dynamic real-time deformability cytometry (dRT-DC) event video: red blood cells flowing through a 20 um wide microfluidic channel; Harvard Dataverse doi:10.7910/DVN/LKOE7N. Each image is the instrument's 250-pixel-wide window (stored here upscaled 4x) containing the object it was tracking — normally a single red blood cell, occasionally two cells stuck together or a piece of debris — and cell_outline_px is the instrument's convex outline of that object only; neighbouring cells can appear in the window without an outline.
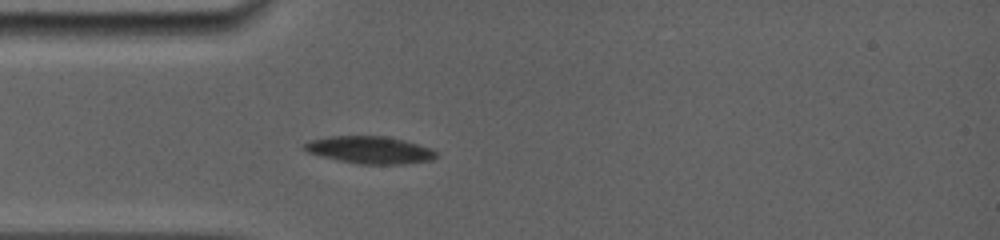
{"species": "common noctule bat (a hibernating species)", "species_latin": "Nyctalus noctula", "temperature_condition": "room temperature", "stored_images_in_passage": 38, "camera_frame_rate_fps": 5000, "um_per_image_px": 0.085, "animal": {"sex": "female", "body_mass_g": 19.0, "forearm_length_mm": 56.7}, "frame": {"image": 1, "passage_image": 1, "time_ms": 0.0, "image_size_px": [1000, 240], "cell_outline_px": [[436, 156], [432, 160], [400, 164], [360, 164], [320, 156], [308, 152], [300, 148], [304, 144], [312, 140], [328, 136], [384, 136], [404, 140], [432, 148], [436, 152]], "centroid_in_image_um": [31.42, 12.74], "position_along_channel_um": 53.6, "area_um2": 20.87}}
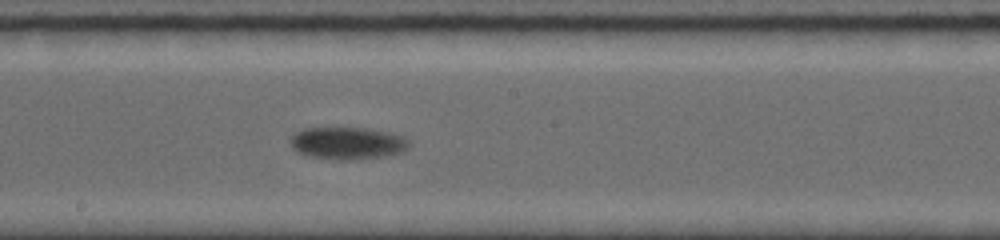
{"frame": {"image": 2, "passage_image": 17, "time_ms": 4.6, "image_size_px": [1000, 240], "cell_outline_px": [[412, 144], [404, 152], [384, 156], [348, 160], [344, 160], [308, 156], [296, 152], [292, 148], [288, 140], [296, 132], [304, 128], [364, 128], [388, 132], [404, 136]], "centroid_in_image_um": [29.54, 12.17], "position_along_channel_um": 218.7, "area_um2": 22.48}}
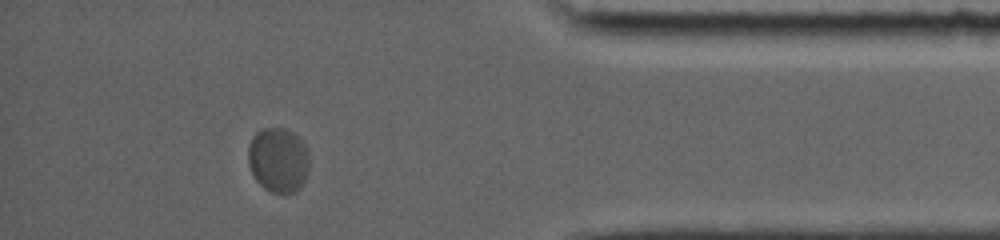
{"frame": {"image": 3, "passage_image": 33, "time_ms": 10.4, "image_size_px": [1000, 240], "cell_outline_px": [[308, 172], [300, 188], [296, 192], [272, 192], [264, 188], [256, 180], [248, 164], [248, 144], [252, 136], [256, 132], [264, 128], [288, 128], [304, 144], [308, 152]], "centroid_in_image_um": [23.64, 13.58], "position_along_channel_um": 411.6, "area_um2": 23.12}, "authors_computed_cell_mechanics": {"area_um2": 22.0218, "velocity_mm_per_s": 3.672, "shape_relaxation_time_tau1_ms": 4.9441, "shape_relaxation_time_tau2_ms": null, "deformation_change_tau1": 0.1087, "deformation_change_tau2": null}}